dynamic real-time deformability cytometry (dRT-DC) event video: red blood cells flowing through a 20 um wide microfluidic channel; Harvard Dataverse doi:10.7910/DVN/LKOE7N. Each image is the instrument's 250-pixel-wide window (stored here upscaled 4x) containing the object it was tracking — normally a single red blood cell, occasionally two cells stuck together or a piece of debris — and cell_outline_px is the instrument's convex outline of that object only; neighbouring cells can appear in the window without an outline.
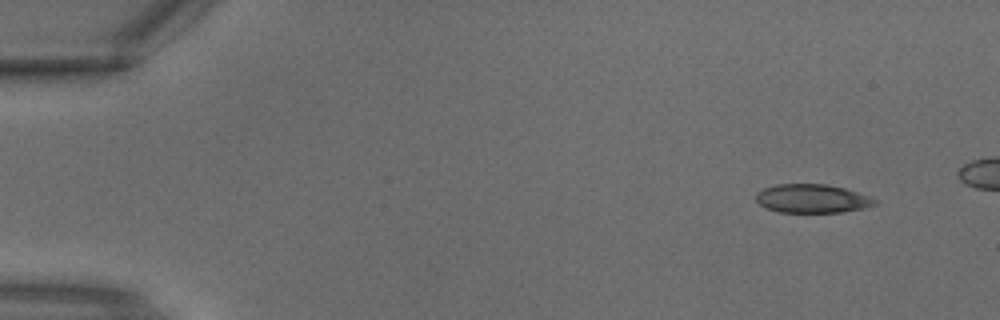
{"species": "common noctule bat (a hibernating species)", "species_latin": "Nyctalus noctula", "temperature_condition": "warm", "stored_images_in_passage": 3, "camera_frame_rate_fps": 3000, "um_per_image_px": 0.085, "animal": {"sex": "male", "body_mass_g": 18.8}, "frame": {"image": 1, "passage_image": 1, "time_ms": 0.0, "image_size_px": [1000, 320], "cell_outline_px": [[876, 204], [864, 208], [840, 212], [780, 212], [764, 208], [756, 200], [756, 192], [764, 188], [776, 184], [824, 184], [844, 188], [868, 196], [876, 200]], "centroid_in_image_um": [68.98, 16.88], "position_along_channel_um": 16.0, "area_um2": 19.71}}